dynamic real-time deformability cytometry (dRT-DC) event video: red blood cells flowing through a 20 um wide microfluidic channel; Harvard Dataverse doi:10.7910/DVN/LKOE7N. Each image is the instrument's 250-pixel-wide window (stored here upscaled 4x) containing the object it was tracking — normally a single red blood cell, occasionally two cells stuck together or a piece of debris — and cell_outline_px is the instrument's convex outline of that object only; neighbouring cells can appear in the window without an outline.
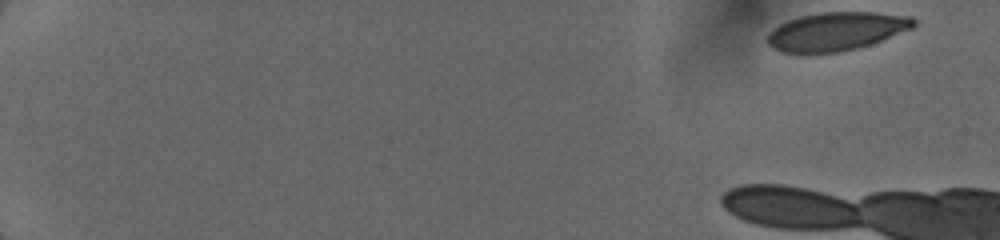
{"species": "human", "species_latin": "Homo sapiens", "temperature_condition": "cold", "stored_images_in_passage": 7, "camera_frame_rate_fps": 3000, "um_per_image_px": 0.085, "donor": {"sex": "female"}, "frame": {"image": 1, "passage_image": 1, "time_ms": 0.0, "image_size_px": [1000, 240], "cell_outline_px": [[916, 24], [912, 28], [872, 44], [840, 52], [804, 56], [780, 52], [772, 48], [768, 44], [768, 36], [780, 24], [788, 20], [800, 16], [820, 12], [876, 12], [912, 16], [916, 20]], "centroid_in_image_um": [71.08, 2.7], "position_along_channel_um": 13.9, "area_um2": 33.41}}